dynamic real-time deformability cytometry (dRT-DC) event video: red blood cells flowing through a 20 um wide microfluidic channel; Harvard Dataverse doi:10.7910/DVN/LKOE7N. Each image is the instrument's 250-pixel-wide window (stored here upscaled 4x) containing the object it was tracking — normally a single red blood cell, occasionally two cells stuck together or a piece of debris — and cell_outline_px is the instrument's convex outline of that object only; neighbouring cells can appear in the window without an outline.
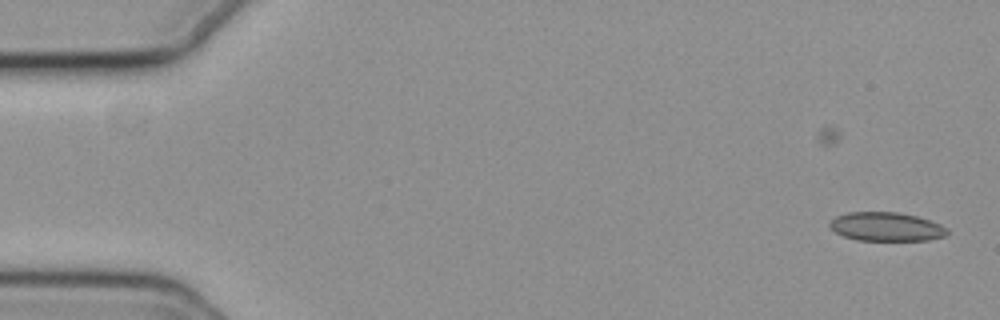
{"species": "common noctule bat (a hibernating species)", "species_latin": "Nyctalus noctula", "temperature_condition": "cold", "stored_images_in_passage": 55, "camera_frame_rate_fps": 3000, "um_per_image_px": 0.085, "animal": {"sex": "female", "body_mass_g": 19.3, "forearm_length_mm": 54.1}, "frame": {"image": 1, "passage_image": 1, "time_ms": 0.0, "image_size_px": [1000, 320], "cell_outline_px": [[948, 232], [944, 236], [928, 240], [856, 240], [844, 236], [836, 232], [828, 224], [836, 216], [848, 212], [896, 212], [916, 216], [940, 224], [948, 228]], "centroid_in_image_um": [75.33, 19.27], "position_along_channel_um": 9.7, "area_um2": 19.54}}
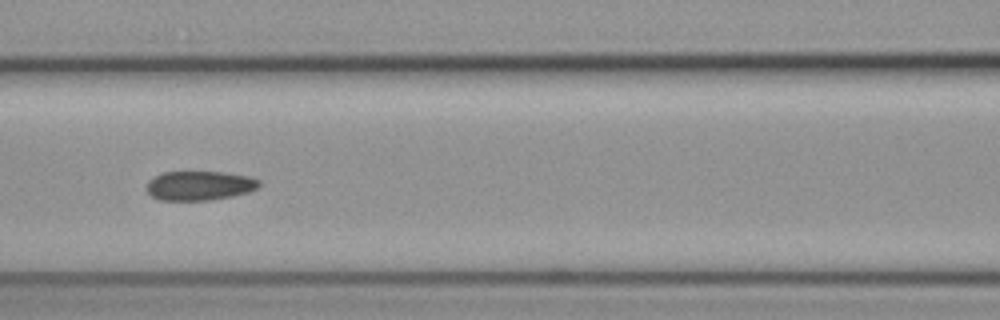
{"frame": {"image": 2, "passage_image": 24, "time_ms": 7.667, "image_size_px": [1000, 320], "cell_outline_px": [[260, 184], [256, 188], [248, 192], [232, 196], [212, 200], [160, 200], [152, 196], [148, 192], [148, 180], [164, 172], [224, 172], [248, 176], [260, 180]], "centroid_in_image_um": [16.98, 15.78], "position_along_channel_um": 149.6, "area_um2": 19.07}}
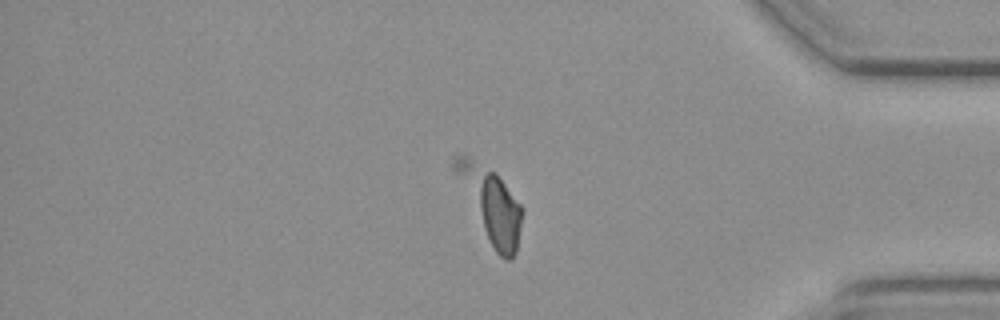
{"frame": {"image": 3, "passage_image": 46, "time_ms": 15.0, "image_size_px": [1000, 320], "cell_outline_px": [[524, 212], [516, 252], [512, 260], [504, 260], [496, 252], [484, 228], [480, 208], [480, 188], [484, 176], [488, 172], [496, 172], [524, 208]], "centroid_in_image_um": [42.57, 18.3], "position_along_channel_um": 392.6, "area_um2": 19.07}, "authors_computed_cell_mechanics": {"area_um2": 20.1722, "velocity_mm_per_s": 3.7047, "shape_relaxation_time_tau1_ms": null, "shape_relaxation_time_tau2_ms": 4.874, "deformation_change_tau1": null, "deformation_change_tau2": 0.0794}}